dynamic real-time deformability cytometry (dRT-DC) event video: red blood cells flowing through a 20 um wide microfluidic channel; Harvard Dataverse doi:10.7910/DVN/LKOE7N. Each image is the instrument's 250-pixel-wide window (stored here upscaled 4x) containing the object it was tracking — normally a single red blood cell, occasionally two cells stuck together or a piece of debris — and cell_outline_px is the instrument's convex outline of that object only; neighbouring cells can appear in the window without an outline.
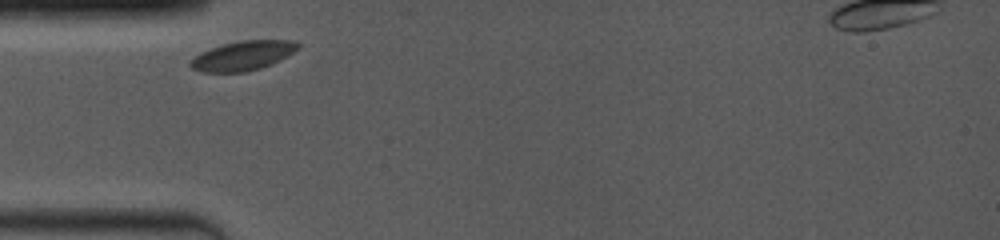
{"species": "common noctule bat (a hibernating species)", "species_latin": "Nyctalus noctula", "temperature_condition": "room temperature", "stored_images_in_passage": 2, "camera_frame_rate_fps": 4000, "um_per_image_px": 0.085, "animal": {"sex": "female", "body_mass_g": 19.0, "forearm_length_mm": 53.3}, "frame": {"image": 1, "passage_image": 1, "time_ms": 0.0, "image_size_px": [1000, 240], "cell_outline_px": [[300, 48], [260, 68], [244, 72], [200, 72], [192, 68], [188, 64], [188, 60], [200, 52], [224, 44], [240, 40], [296, 40], [300, 44]], "centroid_in_image_um": [20.58, 4.72], "position_along_channel_um": 64.4, "area_um2": 18.26}}
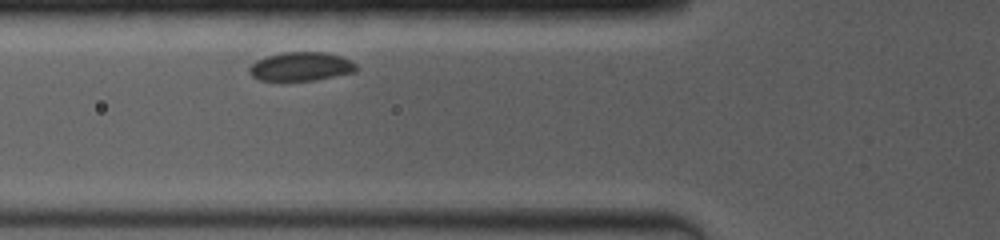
{"frame": {"image": 2, "passage_image": 2, "time_ms": 1.0, "image_size_px": [1000, 240], "cell_outline_px": [[356, 72], [316, 80], [260, 80], [252, 76], [248, 72], [248, 68], [256, 60], [268, 56], [284, 52], [324, 52], [340, 56], [356, 64]], "centroid_in_image_um": [25.57, 5.65], "position_along_channel_um": 100.2, "area_um2": 17.8}}